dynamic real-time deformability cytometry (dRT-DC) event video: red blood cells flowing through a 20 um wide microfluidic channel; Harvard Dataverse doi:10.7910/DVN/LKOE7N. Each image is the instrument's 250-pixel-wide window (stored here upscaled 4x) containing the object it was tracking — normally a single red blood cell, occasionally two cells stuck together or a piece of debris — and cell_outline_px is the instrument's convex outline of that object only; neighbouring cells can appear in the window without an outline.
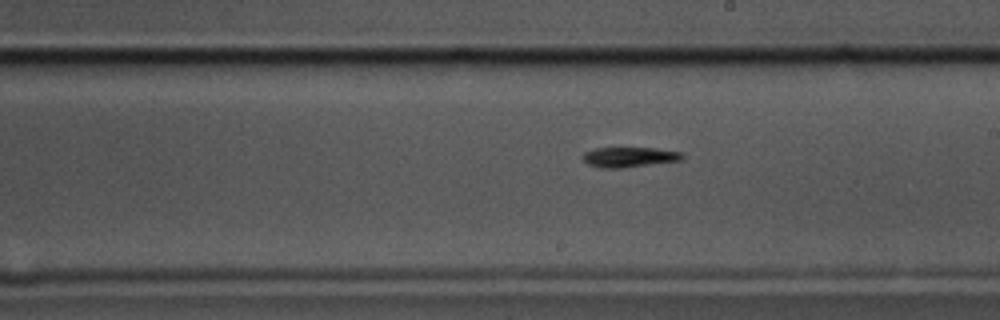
{"species": "common noctule bat (a hibernating species)", "species_latin": "Nyctalus noctula", "temperature_condition": "cold", "stored_images_in_passage": 58, "camera_frame_rate_fps": 3000, "um_per_image_px": 0.085, "animal": {"sex": "male", "body_mass_g": 17.5, "forearm_length_mm": 52.3}, "frame": {"image": 1, "passage_image": 33, "time_ms": 10.667, "image_size_px": [1000, 320], "cell_outline_px": [[684, 156], [680, 160], [620, 168], [600, 168], [588, 164], [580, 156], [584, 152], [596, 148], [652, 148], [684, 152]], "centroid_in_image_um": [53.45, 13.35], "position_along_channel_um": 235.5, "area_um2": 11.56}}
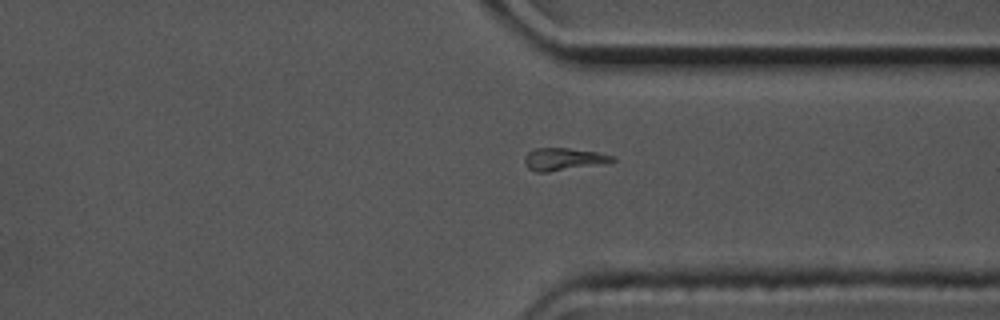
{"frame": {"image": 2, "passage_image": 44, "time_ms": 14.333, "image_size_px": [1000, 320], "cell_outline_px": [[616, 160], [604, 164], [548, 172], [536, 172], [528, 168], [524, 160], [524, 156], [532, 148], [568, 148], [596, 152], [616, 156]], "centroid_in_image_um": [47.91, 13.53], "position_along_channel_um": 363.5, "area_um2": 11.62}}
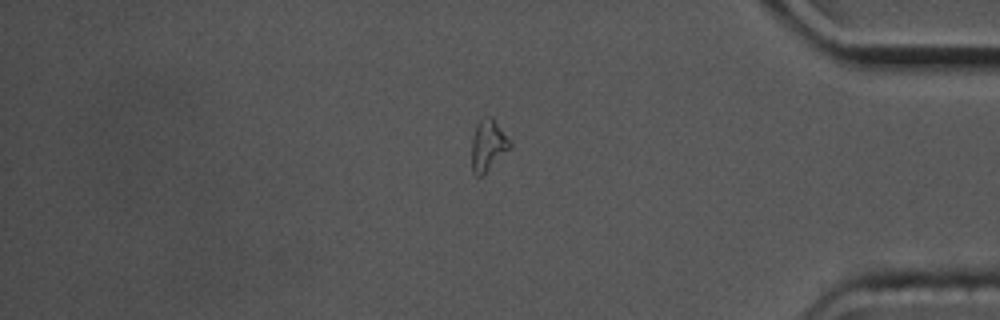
{"frame": {"image": 3, "passage_image": 49, "time_ms": 16.0, "image_size_px": [1000, 320], "cell_outline_px": [[512, 144], [484, 176], [476, 176], [472, 172], [472, 140], [476, 124], [484, 116], [492, 116]], "centroid_in_image_um": [41.45, 12.36], "position_along_channel_um": 393.7, "area_um2": 11.33}, "authors_computed_cell_mechanics": {"area_um2": 11.5022, "velocity_mm_per_s": 3.4801, "shape_relaxation_time_tau1_ms": 4.0392, "shape_relaxation_time_tau2_ms": 6.5669, "deformation_change_tau1": 0.1402, "deformation_change_tau2": 0.1623}}